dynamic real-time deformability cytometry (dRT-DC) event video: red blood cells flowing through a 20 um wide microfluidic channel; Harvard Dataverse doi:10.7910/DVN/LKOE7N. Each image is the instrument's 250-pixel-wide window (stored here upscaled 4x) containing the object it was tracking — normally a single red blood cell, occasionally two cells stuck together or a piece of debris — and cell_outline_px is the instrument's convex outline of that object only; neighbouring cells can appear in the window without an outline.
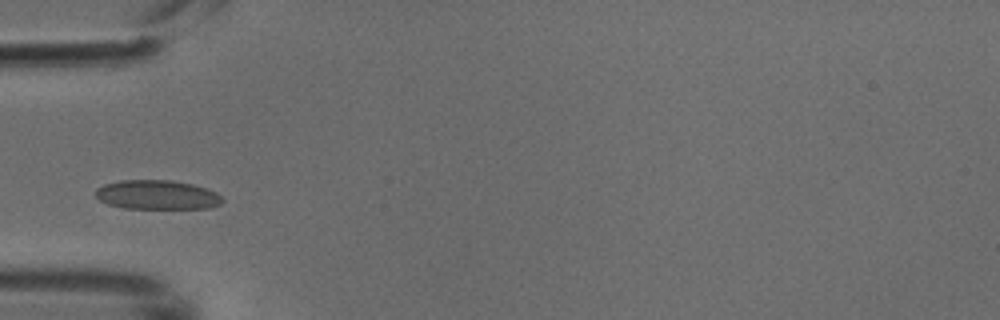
{"species": "common noctule bat (a hibernating species)", "species_latin": "Nyctalus noctula", "temperature_condition": "cold", "stored_images_in_passage": 3, "camera_frame_rate_fps": 3000, "um_per_image_px": 0.085, "animal": {"sex": "male", "body_mass_g": 18.8}, "frame": {"image": 1, "passage_image": 3, "time_ms": 0.667, "image_size_px": [1000, 320], "cell_outline_px": [[224, 200], [220, 204], [208, 208], [124, 208], [108, 204], [100, 200], [96, 196], [96, 188], [104, 184], [120, 180], [172, 180], [192, 184], [208, 188], [216, 192]], "centroid_in_image_um": [13.36, 16.55], "position_along_channel_um": 71.6, "area_um2": 21.62}}